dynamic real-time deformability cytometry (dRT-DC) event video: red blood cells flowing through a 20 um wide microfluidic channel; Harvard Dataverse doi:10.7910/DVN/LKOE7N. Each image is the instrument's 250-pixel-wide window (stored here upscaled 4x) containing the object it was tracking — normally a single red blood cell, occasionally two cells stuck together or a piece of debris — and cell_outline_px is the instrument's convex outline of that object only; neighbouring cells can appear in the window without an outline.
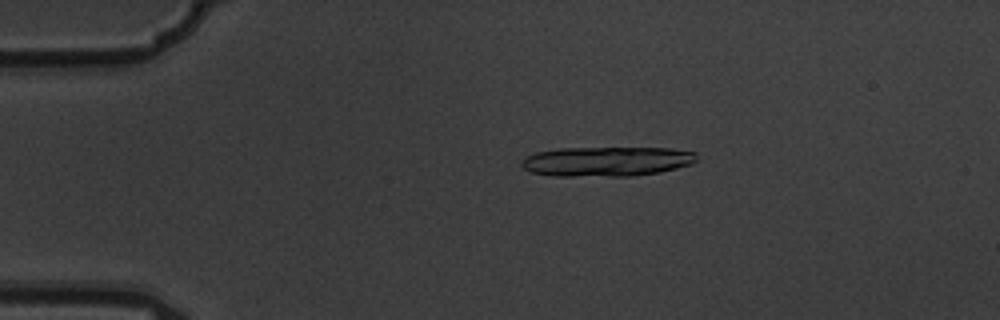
{"species": "common noctule bat (a hibernating species)", "species_latin": "Nyctalus noctula", "temperature_condition": "warm", "stored_images_in_passage": 6, "camera_frame_rate_fps": 3000, "um_per_image_px": 0.085, "animal": {"sex": "male", "body_mass_g": 19.5, "forearm_length_mm": 54.6}, "frame": {"image": 1, "passage_image": 3, "time_ms": 0.667, "image_size_px": [1000, 320], "cell_outline_px": [[696, 160], [692, 164], [660, 172], [632, 176], [552, 176], [532, 172], [524, 168], [520, 164], [524, 156], [536, 152], [556, 148], [672, 148], [696, 152]], "centroid_in_image_um": [51.55, 13.72], "position_along_channel_um": 33.5, "area_um2": 30.52}}